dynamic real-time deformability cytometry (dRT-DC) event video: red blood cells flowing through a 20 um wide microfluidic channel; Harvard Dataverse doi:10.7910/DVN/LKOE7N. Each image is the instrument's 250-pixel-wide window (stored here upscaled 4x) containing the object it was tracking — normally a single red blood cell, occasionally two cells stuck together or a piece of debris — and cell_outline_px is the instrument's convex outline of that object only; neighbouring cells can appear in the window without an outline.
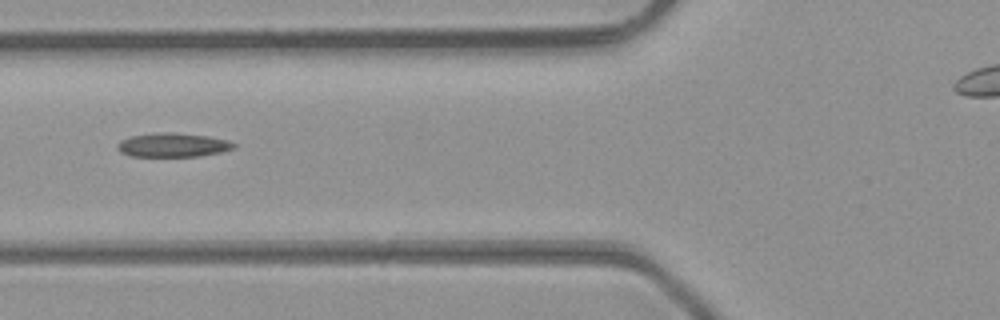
{"species": "common noctule bat (a hibernating species)", "species_latin": "Nyctalus noctula", "temperature_condition": "room temperature", "stored_images_in_passage": 27, "camera_frame_rate_fps": 3000, "um_per_image_px": 0.085, "animal": {"sex": "male", "body_mass_g": 23.1, "forearm_length_mm": 52.7}, "frame": {"image": 1, "passage_image": 5, "time_ms": 1.333, "image_size_px": [1000, 320], "cell_outline_px": [[236, 148], [220, 152], [196, 156], [132, 156], [120, 152], [116, 148], [116, 144], [120, 140], [132, 136], [160, 132], [172, 132], [208, 136], [228, 140], [236, 144]], "centroid_in_image_um": [14.68, 12.32], "position_along_channel_um": 111.1, "area_um2": 16.24}}
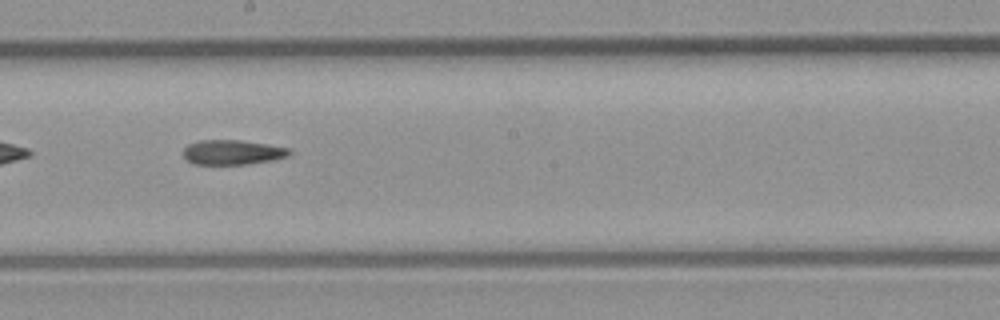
{"frame": {"image": 2, "passage_image": 13, "time_ms": 4.0, "image_size_px": [1000, 320], "cell_outline_px": [[292, 152], [288, 156], [272, 160], [248, 164], [192, 164], [184, 156], [184, 148], [188, 144], [200, 140], [240, 140], [268, 144], [292, 148]], "centroid_in_image_um": [19.8, 12.94], "position_along_channel_um": 228.4, "area_um2": 15.37}}
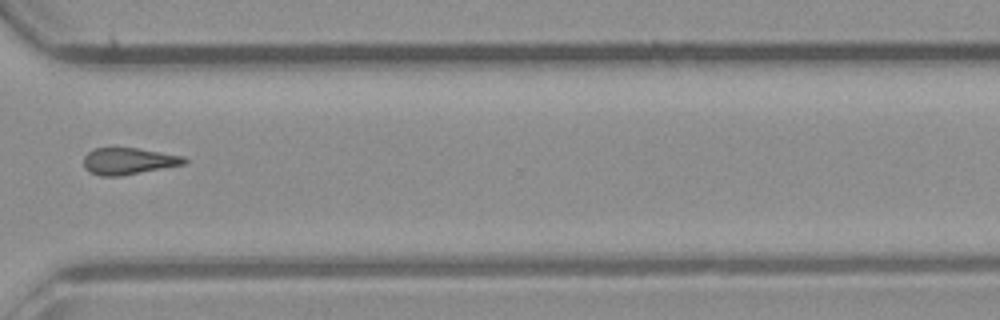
{"frame": {"image": 3, "passage_image": 22, "time_ms": 7.0, "image_size_px": [1000, 320], "cell_outline_px": [[188, 160], [184, 164], [120, 176], [100, 176], [88, 172], [84, 168], [84, 156], [92, 148], [136, 148], [184, 156]], "centroid_in_image_um": [10.88, 13.7], "position_along_channel_um": 359.7, "area_um2": 15.61}}